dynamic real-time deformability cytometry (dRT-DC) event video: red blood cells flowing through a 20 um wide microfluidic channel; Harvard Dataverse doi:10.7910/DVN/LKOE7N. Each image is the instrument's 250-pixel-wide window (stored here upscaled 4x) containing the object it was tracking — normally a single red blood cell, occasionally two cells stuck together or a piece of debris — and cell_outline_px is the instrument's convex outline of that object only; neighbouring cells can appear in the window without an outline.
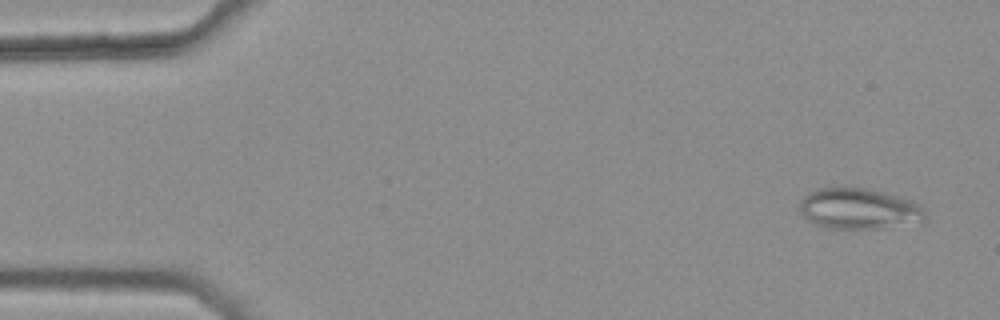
{"species": "common noctule bat (a hibernating species)", "species_latin": "Nyctalus noctula", "temperature_condition": "warm", "stored_images_in_passage": 45, "camera_frame_rate_fps": 3000, "um_per_image_px": 0.085, "animal": {"sex": "female", "body_mass_g": 25.1}, "frame": {"image": 1, "passage_image": 3, "time_ms": 0.667, "image_size_px": [1000, 320], "cell_outline_px": [[924, 220], [884, 228], [828, 228], [816, 224], [808, 220], [804, 216], [800, 208], [800, 200], [808, 192], [820, 188], [864, 188], [912, 200], [920, 204], [924, 208]], "centroid_in_image_um": [72.99, 17.74], "position_along_channel_um": 12.0, "area_um2": 29.36}}
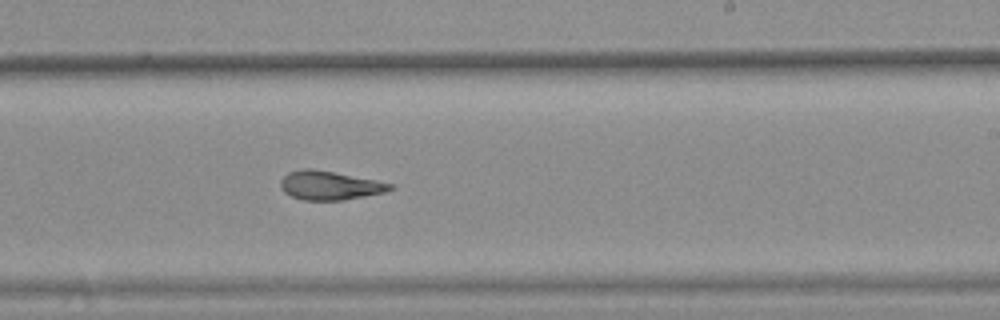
{"frame": {"image": 2, "passage_image": 32, "time_ms": 10.333, "image_size_px": [1000, 320], "cell_outline_px": [[396, 188], [384, 192], [344, 200], [304, 200], [292, 196], [284, 192], [280, 188], [280, 180], [288, 172], [304, 168], [312, 168], [376, 180], [392, 184]], "centroid_in_image_um": [28.0, 15.76], "position_along_channel_um": 261.0, "area_um2": 18.38}}
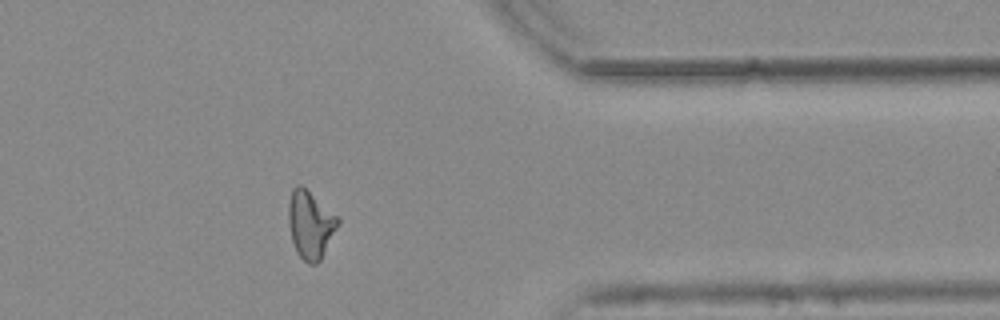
{"frame": {"image": 3, "passage_image": 43, "time_ms": 14.0, "image_size_px": [1000, 320], "cell_outline_px": [[340, 224], [320, 260], [316, 264], [308, 264], [296, 252], [292, 240], [288, 220], [288, 204], [292, 188], [296, 184], [300, 184], [340, 216]], "centroid_in_image_um": [26.4, 19.07], "position_along_channel_um": 385.0, "area_um2": 19.77}, "authors_computed_cell_mechanics": {"area_um2": 19.5364, "velocity_mm_per_s": 3.8, "shape_relaxation_time_tau1_ms": null, "shape_relaxation_time_tau2_ms": 2.7314, "deformation_change_tau1": null, "deformation_change_tau2": 0.1022}}